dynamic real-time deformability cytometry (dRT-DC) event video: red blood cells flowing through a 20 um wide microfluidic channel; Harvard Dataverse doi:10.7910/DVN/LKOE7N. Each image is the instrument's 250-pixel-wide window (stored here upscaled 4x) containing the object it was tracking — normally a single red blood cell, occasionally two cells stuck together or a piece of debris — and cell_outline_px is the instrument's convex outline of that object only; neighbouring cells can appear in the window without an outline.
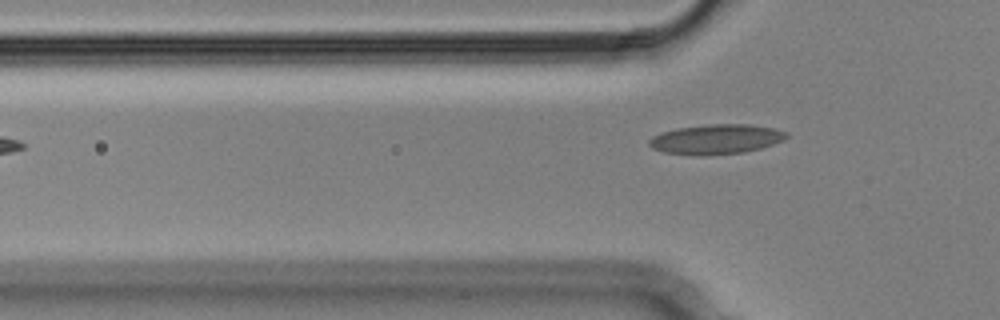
{"species": "Egyptian fruit bat (a non-hibernating species)", "species_latin": "Rousettus aegyptiacus", "temperature_condition": "cold", "stored_images_in_passage": 7, "camera_frame_rate_fps": 3000, "um_per_image_px": 0.085, "animal": {"sex": "male"}, "frame": {"image": 1, "passage_image": 3, "time_ms": 0.667, "image_size_px": [1000, 320], "cell_outline_px": [[788, 136], [784, 140], [760, 148], [744, 152], [700, 156], [664, 152], [652, 148], [648, 144], [648, 140], [652, 136], [660, 132], [676, 128], [712, 124], [748, 124], [776, 128], [788, 132]], "centroid_in_image_um": [60.86, 11.83], "position_along_channel_um": 64.9, "area_um2": 23.99}}
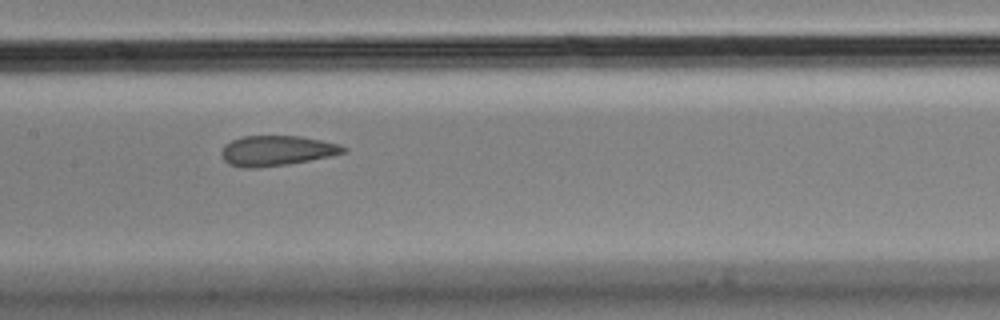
{"frame": {"image": 2, "passage_image": 6, "time_ms": 1.667, "image_size_px": [1000, 320], "cell_outline_px": [[348, 152], [332, 156], [288, 164], [256, 168], [240, 168], [228, 164], [220, 156], [220, 152], [224, 144], [232, 140], [244, 136], [300, 136], [340, 144], [348, 148]], "centroid_in_image_um": [23.51, 12.82], "position_along_channel_um": 183.9, "area_um2": 21.73}}
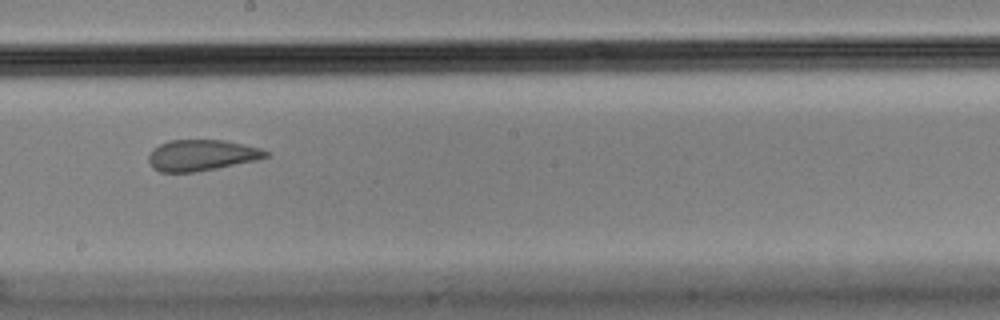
{"frame": {"image": 3, "passage_image": 7, "time_ms": 2.0, "image_size_px": [1000, 320], "cell_outline_px": [[268, 156], [256, 160], [216, 168], [192, 172], [160, 172], [152, 168], [148, 160], [148, 156], [152, 148], [168, 140], [224, 140], [244, 144], [260, 148], [268, 152]], "centroid_in_image_um": [17.09, 13.19], "position_along_channel_um": 231.1, "area_um2": 21.15}}